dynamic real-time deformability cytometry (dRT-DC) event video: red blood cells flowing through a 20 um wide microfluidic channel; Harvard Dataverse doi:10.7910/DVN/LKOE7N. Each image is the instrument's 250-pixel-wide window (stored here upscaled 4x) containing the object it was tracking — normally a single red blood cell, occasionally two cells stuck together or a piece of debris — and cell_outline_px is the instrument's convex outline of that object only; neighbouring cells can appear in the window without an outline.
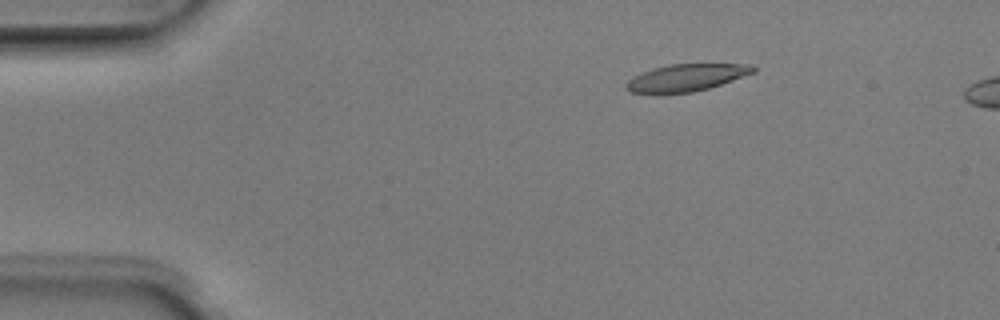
{"species": "Egyptian fruit bat (a non-hibernating species)", "species_latin": "Rousettus aegyptiacus", "temperature_condition": "room temperature", "stored_images_in_passage": 6, "camera_frame_rate_fps": 3000, "um_per_image_px": 0.085, "animal": {"sex": "male"}, "frame": {"image": 1, "passage_image": 3, "time_ms": 0.667, "image_size_px": [1000, 320], "cell_outline_px": [[756, 72], [708, 88], [692, 92], [628, 92], [624, 88], [624, 84], [628, 80], [652, 68], [668, 64], [752, 64], [756, 68]], "centroid_in_image_um": [58.36, 6.58], "position_along_channel_um": 26.6, "area_um2": 19.71}}